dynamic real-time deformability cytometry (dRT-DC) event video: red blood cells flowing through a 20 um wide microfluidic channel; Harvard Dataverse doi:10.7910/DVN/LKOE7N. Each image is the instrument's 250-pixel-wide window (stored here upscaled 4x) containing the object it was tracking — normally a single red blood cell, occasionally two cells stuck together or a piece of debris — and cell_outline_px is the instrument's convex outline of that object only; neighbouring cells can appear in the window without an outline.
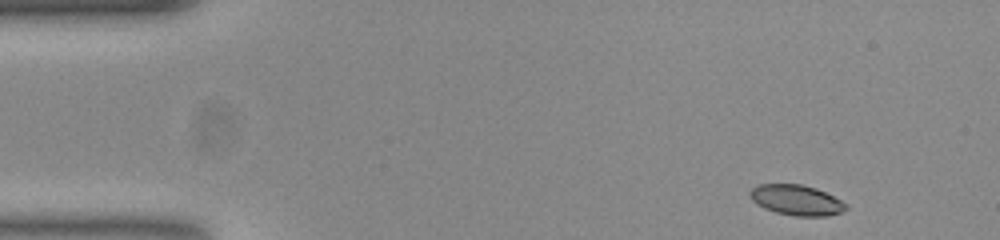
{"species": "common noctule bat (a hibernating species)", "species_latin": "Nyctalus noctula", "temperature_condition": "room temperature", "stored_images_in_passage": 50, "camera_frame_rate_fps": 3000, "um_per_image_px": 0.085, "animal": {"sex": "female", "body_mass_g": 23.0, "forearm_length_mm": 53.4}, "frame": {"image": 1, "passage_image": 1, "time_ms": 0.0, "image_size_px": [1000, 240], "cell_outline_px": [[848, 208], [840, 212], [828, 216], [796, 216], [776, 212], [764, 208], [756, 204], [752, 200], [748, 192], [756, 184], [800, 184], [816, 188], [848, 204]], "centroid_in_image_um": [67.67, 17.0], "position_along_channel_um": 17.3, "area_um2": 16.99}}
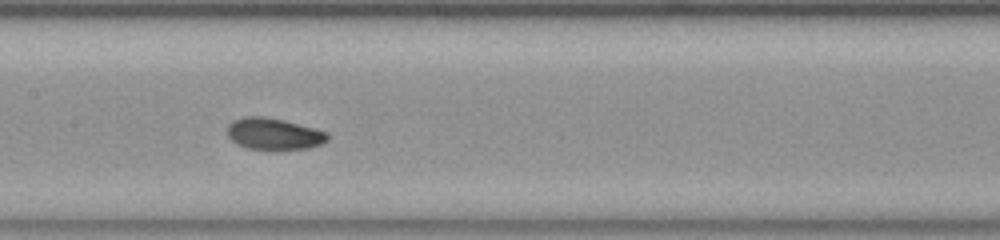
{"frame": {"image": 2, "passage_image": 22, "time_ms": 7.0, "image_size_px": [1000, 240], "cell_outline_px": [[328, 140], [320, 144], [308, 148], [248, 148], [236, 144], [228, 136], [228, 124], [232, 120], [244, 116], [264, 116], [284, 120], [328, 132]], "centroid_in_image_um": [23.25, 11.35], "position_along_channel_um": 184.2, "area_um2": 18.15}}
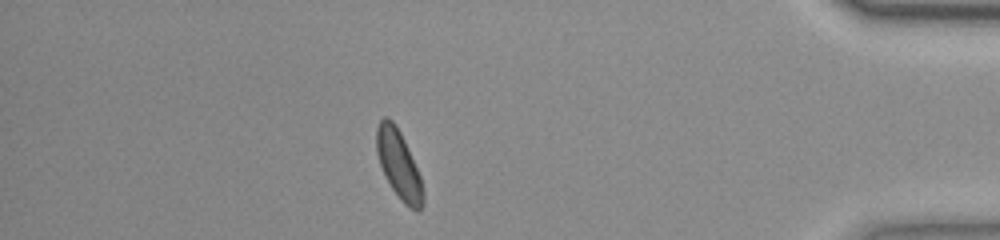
{"frame": {"image": 3, "passage_image": 43, "time_ms": 14.0, "image_size_px": [1000, 240], "cell_outline_px": [[424, 204], [416, 212], [404, 204], [400, 200], [392, 188], [380, 164], [376, 152], [376, 128], [380, 120], [384, 116], [388, 116], [392, 120], [400, 132], [404, 140], [420, 176], [424, 192]], "centroid_in_image_um": [33.89, 13.99], "position_along_channel_um": 401.3, "area_um2": 18.38}, "authors_computed_cell_mechanics": {"area_um2": 18.1492, "velocity_mm_per_s": 3.7473, "shape_relaxation_time_tau1_ms": null, "shape_relaxation_time_tau2_ms": 3.6801, "deformation_change_tau1": null, "deformation_change_tau2": 0.0768}}